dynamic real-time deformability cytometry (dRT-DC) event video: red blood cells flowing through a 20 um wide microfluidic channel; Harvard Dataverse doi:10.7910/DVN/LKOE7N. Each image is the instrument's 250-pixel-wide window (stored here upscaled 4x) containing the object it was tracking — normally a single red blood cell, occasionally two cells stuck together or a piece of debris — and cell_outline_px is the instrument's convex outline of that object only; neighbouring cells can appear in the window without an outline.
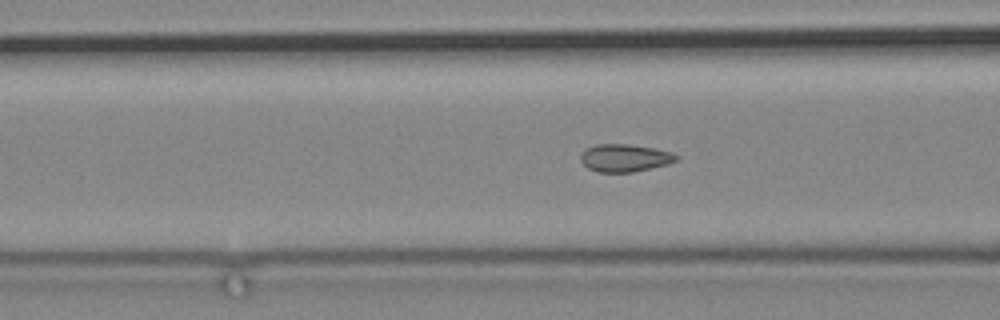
{"species": "common noctule bat (a hibernating species)", "species_latin": "Nyctalus noctula", "temperature_condition": "cold", "stored_images_in_passage": 59, "camera_frame_rate_fps": 3000, "um_per_image_px": 0.085, "animal": {"sex": "male", "body_mass_g": 19.2, "forearm_length_mm": 51.8}, "frame": {"image": 1, "passage_image": 21, "time_ms": 6.667, "image_size_px": [1000, 320], "cell_outline_px": [[680, 156], [676, 160], [668, 164], [632, 172], [596, 172], [588, 168], [580, 160], [580, 156], [588, 148], [596, 144], [628, 144], [656, 148], [672, 152]], "centroid_in_image_um": [53.13, 13.42], "position_along_channel_um": 113.5, "area_um2": 15.37}}
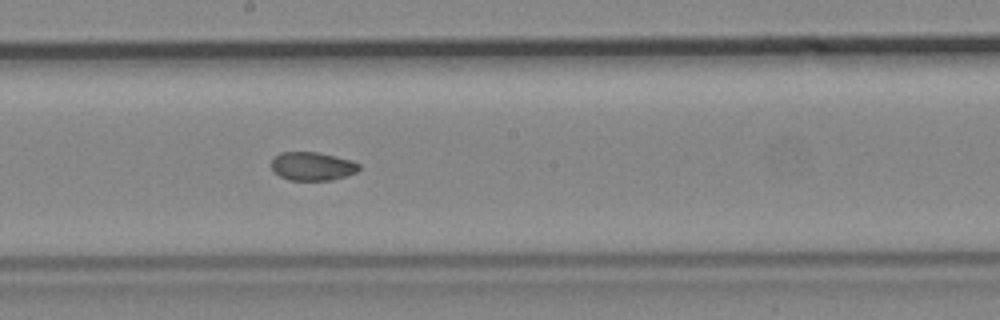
{"frame": {"image": 2, "passage_image": 31, "time_ms": 10.0, "image_size_px": [1000, 320], "cell_outline_px": [[360, 168], [356, 172], [332, 180], [288, 180], [272, 172], [272, 160], [280, 152], [316, 152], [336, 156], [360, 164]], "centroid_in_image_um": [26.52, 14.13], "position_along_channel_um": 221.7, "area_um2": 14.45}}
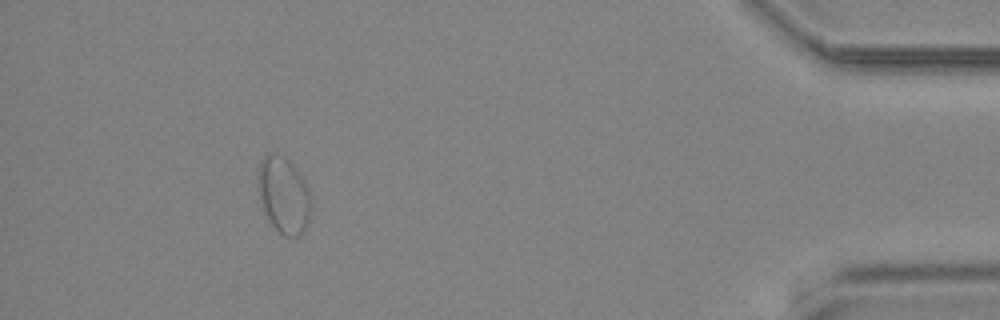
{"frame": {"image": 3, "passage_image": 54, "time_ms": 17.667, "image_size_px": [1000, 320], "cell_outline_px": [[312, 208], [308, 220], [304, 228], [296, 236], [284, 236], [268, 220], [260, 200], [256, 176], [256, 172], [260, 160], [268, 152], [276, 152], [284, 156], [296, 168], [304, 180], [312, 204]], "centroid_in_image_um": [24.07, 16.51], "position_along_channel_um": 411.1, "area_um2": 23.76}}